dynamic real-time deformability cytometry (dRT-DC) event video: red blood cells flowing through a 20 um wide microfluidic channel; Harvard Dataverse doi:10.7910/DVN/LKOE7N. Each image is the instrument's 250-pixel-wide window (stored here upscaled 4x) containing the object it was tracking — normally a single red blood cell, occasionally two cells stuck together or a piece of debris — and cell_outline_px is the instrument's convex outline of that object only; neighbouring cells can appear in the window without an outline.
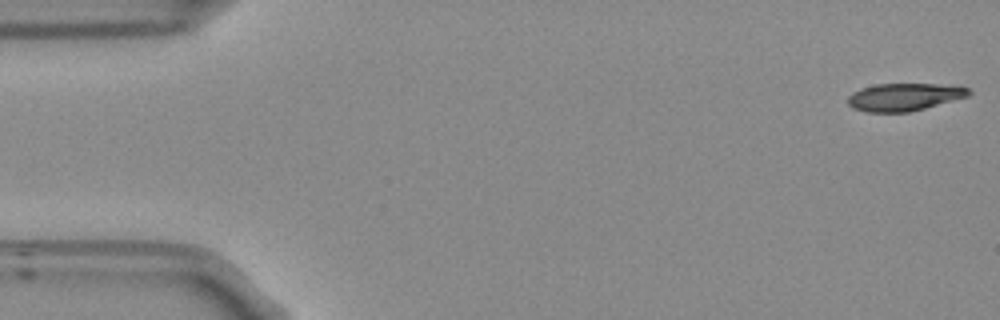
{"species": "Egyptian fruit bat (a non-hibernating species)", "species_latin": "Rousettus aegyptiacus", "temperature_condition": "room temperature", "stored_images_in_passage": 52, "camera_frame_rate_fps": 3000, "um_per_image_px": 0.085, "frame": {"image": 1, "passage_image": 1, "time_ms": 0.0, "image_size_px": [1000, 320], "cell_outline_px": [[972, 92], [968, 96], [924, 108], [908, 112], [868, 112], [852, 108], [848, 104], [848, 96], [852, 92], [860, 88], [876, 84], [936, 84], [968, 88]], "centroid_in_image_um": [76.8, 8.24], "position_along_channel_um": 8.2, "area_um2": 19.25}}
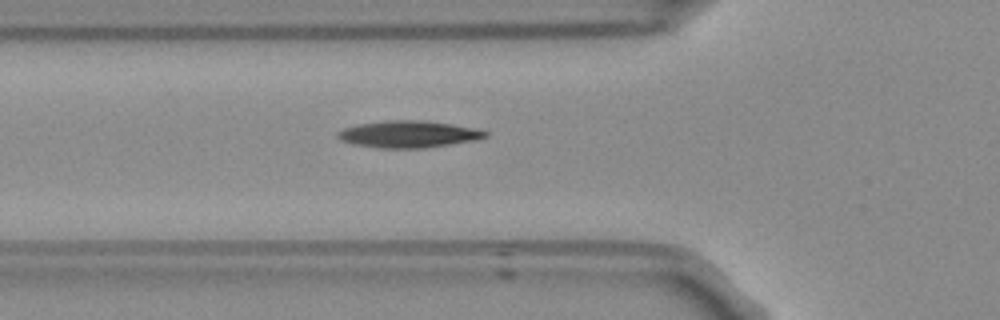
{"frame": {"image": 2, "passage_image": 18, "time_ms": 5.667, "image_size_px": [1000, 320], "cell_outline_px": [[488, 136], [476, 140], [424, 148], [380, 148], [352, 144], [340, 140], [336, 136], [336, 132], [344, 128], [360, 124], [388, 120], [424, 120], [452, 124], [476, 128], [488, 132]], "centroid_in_image_um": [34.72, 11.4], "position_along_channel_um": 91.1, "area_um2": 23.18}}
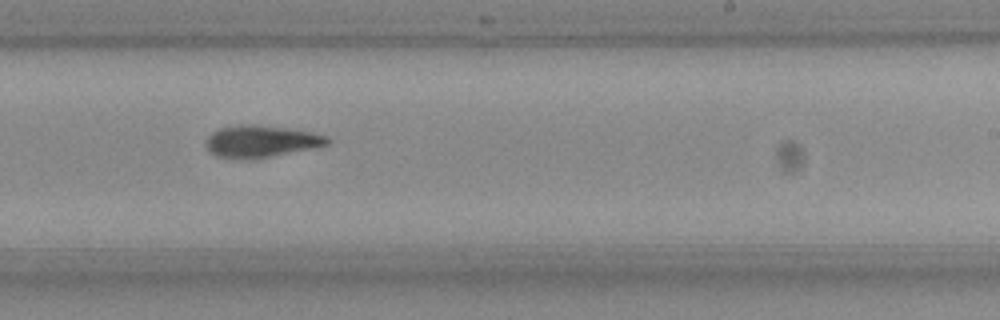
{"frame": {"image": 3, "passage_image": 32, "time_ms": 10.333, "image_size_px": [1000, 320], "cell_outline_px": [[332, 140], [328, 144], [268, 156], [216, 156], [204, 144], [208, 136], [212, 132], [220, 128], [236, 124], [260, 124], [288, 128], [312, 132], [328, 136]], "centroid_in_image_um": [22.2, 11.94], "position_along_channel_um": 266.8, "area_um2": 21.73}, "authors_computed_cell_mechanics": {"area_um2": 21.8484, "velocity_mm_per_s": 3.7476, "shape_relaxation_time_tau1_ms": 10.2405, "shape_relaxation_time_tau2_ms": null, "deformation_change_tau1": 0.2505, "deformation_change_tau2": null}}